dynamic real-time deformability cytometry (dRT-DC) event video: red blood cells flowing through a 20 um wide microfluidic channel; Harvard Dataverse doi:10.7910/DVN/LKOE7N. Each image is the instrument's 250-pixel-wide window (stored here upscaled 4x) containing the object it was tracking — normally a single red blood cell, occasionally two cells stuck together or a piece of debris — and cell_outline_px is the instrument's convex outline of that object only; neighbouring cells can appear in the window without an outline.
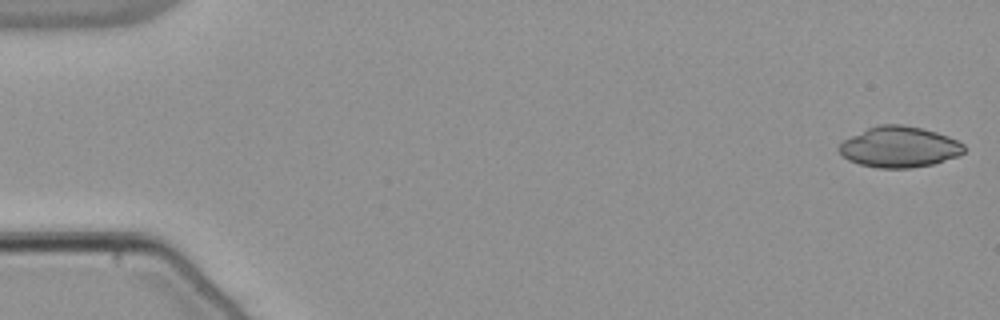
{"species": "common noctule bat (a hibernating species)", "species_latin": "Nyctalus noctula", "temperature_condition": "warm", "stored_images_in_passage": 53, "camera_frame_rate_fps": 3000, "um_per_image_px": 0.085, "animal": {"sex": "male", "body_mass_g": 21.5, "forearm_length_mm": 52.0}, "frame": {"image": 1, "passage_image": 1, "time_ms": 0.0, "image_size_px": [1000, 320], "cell_outline_px": [[964, 152], [956, 156], [932, 164], [908, 168], [876, 168], [860, 164], [848, 160], [836, 148], [844, 140], [876, 124], [904, 124], [936, 132], [948, 136], [964, 144]], "centroid_in_image_um": [76.42, 12.49], "position_along_channel_um": 8.6, "area_um2": 29.54}}
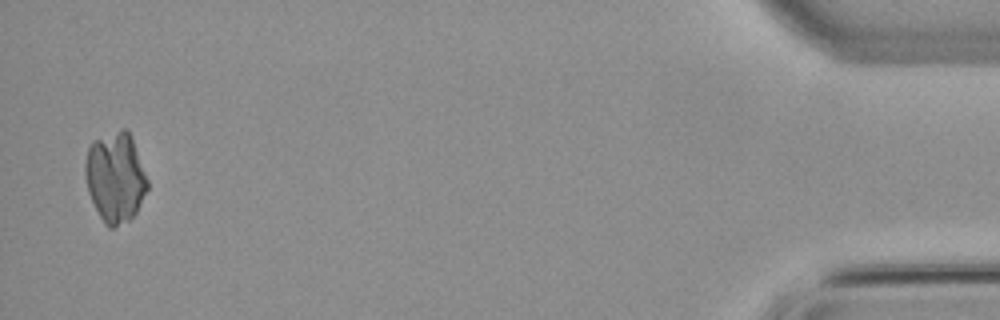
{"frame": {"image": 2, "passage_image": 52, "time_ms": 17.0, "image_size_px": [1000, 320], "cell_outline_px": [[148, 188], [136, 212], [128, 220], [112, 228], [108, 228], [104, 224], [88, 192], [84, 172], [84, 168], [88, 148], [92, 140], [120, 128], [128, 128], [132, 136], [148, 180]], "centroid_in_image_um": [9.8, 15.02], "position_along_channel_um": 425.4, "area_um2": 32.83}}